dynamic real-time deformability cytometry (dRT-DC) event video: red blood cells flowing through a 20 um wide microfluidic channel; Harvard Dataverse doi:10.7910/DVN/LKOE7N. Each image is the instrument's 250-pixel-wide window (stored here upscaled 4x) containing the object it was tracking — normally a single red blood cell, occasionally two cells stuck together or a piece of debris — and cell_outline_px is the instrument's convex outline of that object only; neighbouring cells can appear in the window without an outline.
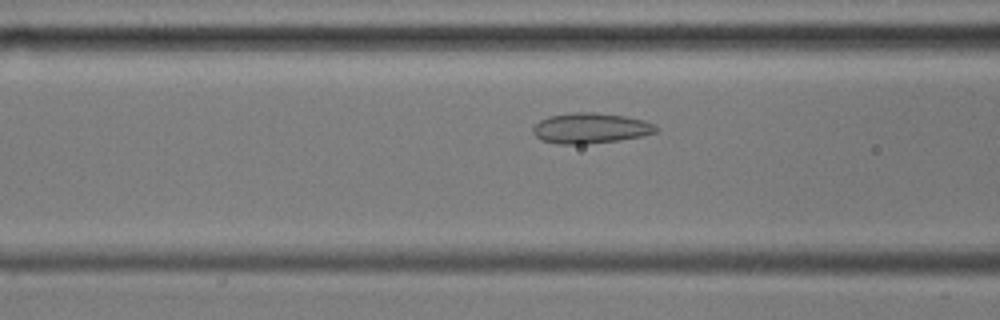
{"species": "common noctule bat (a hibernating species)", "species_latin": "Nyctalus noctula", "temperature_condition": "cold", "stored_images_in_passage": 53, "camera_frame_rate_fps": 3000, "um_per_image_px": 0.085, "animal": {"sex": "male", "body_mass_g": 17.9, "forearm_length_mm": 54.2}, "frame": {"image": 1, "passage_image": 18, "time_ms": 5.667, "image_size_px": [1000, 320], "cell_outline_px": [[656, 132], [640, 136], [620, 140], [584, 144], [556, 144], [540, 140], [532, 132], [532, 128], [540, 120], [548, 116], [572, 112], [592, 112], [624, 116], [644, 120], [656, 124]], "centroid_in_image_um": [50.15, 10.89], "position_along_channel_um": 116.4, "area_um2": 21.85}}
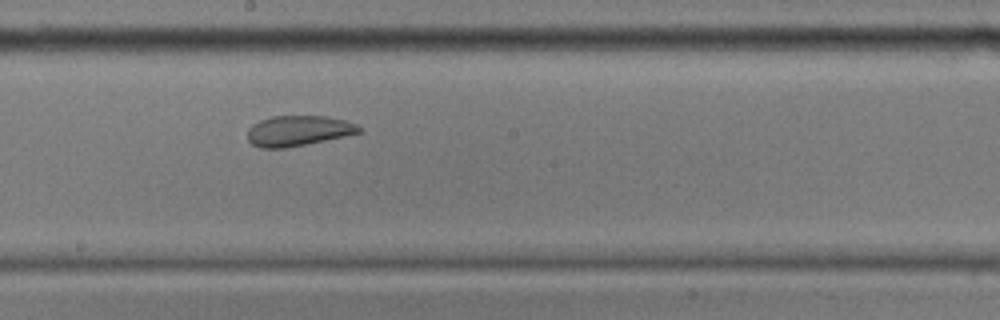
{"frame": {"image": 2, "passage_image": 27, "time_ms": 8.667, "image_size_px": [1000, 320], "cell_outline_px": [[360, 132], [344, 136], [308, 144], [288, 148], [260, 148], [252, 144], [248, 140], [248, 128], [252, 124], [260, 120], [272, 116], [328, 116], [344, 120], [356, 124], [360, 128]], "centroid_in_image_um": [25.31, 11.12], "position_along_channel_um": 222.9, "area_um2": 19.77}}
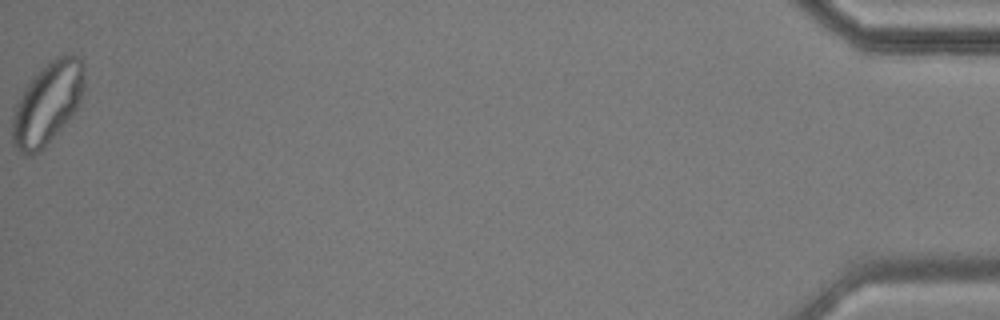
{"frame": {"image": 3, "passage_image": 53, "time_ms": 17.333, "image_size_px": [1000, 320], "cell_outline_px": [[84, 88], [80, 100], [76, 108], [44, 148], [40, 152], [32, 156], [28, 156], [20, 152], [12, 144], [12, 116], [16, 104], [24, 88], [56, 56], [68, 52], [72, 52], [80, 56], [84, 64]], "centroid_in_image_um": [4.04, 8.78], "position_along_channel_um": 431.2, "area_um2": 34.1}, "authors_computed_cell_mechanics": {"area_um2": 24.3338, "velocity_mm_per_s": 3.5466, "shape_relaxation_time_tau1_ms": null, "shape_relaxation_time_tau2_ms": 1.7676, "deformation_change_tau1": null, "deformation_change_tau2": 0.0513}}